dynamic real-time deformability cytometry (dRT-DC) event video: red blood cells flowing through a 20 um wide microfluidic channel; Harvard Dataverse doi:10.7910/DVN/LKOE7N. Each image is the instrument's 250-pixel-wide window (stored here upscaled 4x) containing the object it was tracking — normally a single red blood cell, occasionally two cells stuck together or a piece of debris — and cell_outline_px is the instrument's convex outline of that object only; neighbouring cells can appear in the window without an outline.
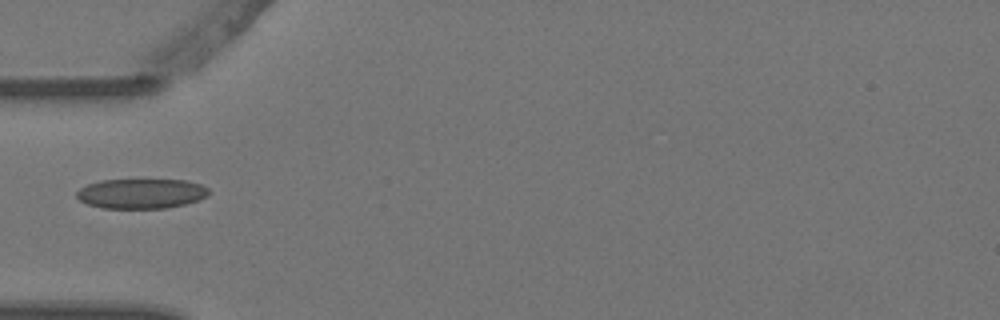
{"species": "Egyptian fruit bat (a non-hibernating species)", "species_latin": "Rousettus aegyptiacus", "temperature_condition": "warm", "stored_images_in_passage": 4, "camera_frame_rate_fps": 3000, "um_per_image_px": 0.085, "animal": {"sex": "female"}, "frame": {"image": 1, "passage_image": 3, "time_ms": 0.667, "image_size_px": [1000, 320], "cell_outline_px": [[208, 196], [184, 204], [164, 208], [104, 208], [88, 204], [80, 200], [76, 196], [76, 192], [80, 188], [88, 184], [100, 180], [184, 180], [200, 184], [208, 188]], "centroid_in_image_um": [11.98, 16.45], "position_along_channel_um": 73.0, "area_um2": 22.77}}
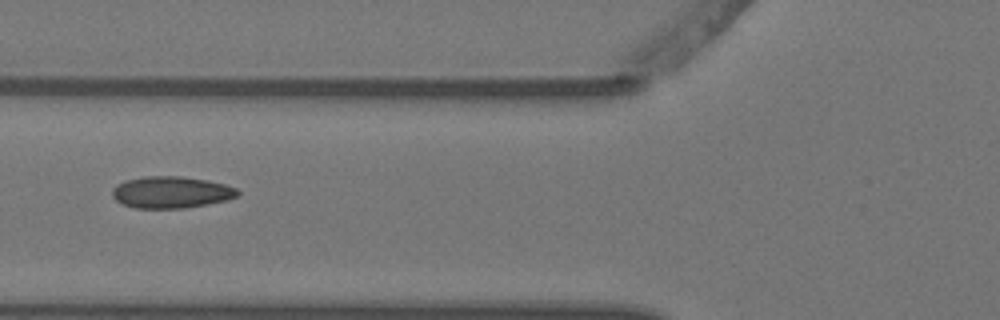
{"frame": {"image": 2, "passage_image": 4, "time_ms": 1.0, "image_size_px": [1000, 320], "cell_outline_px": [[240, 192], [236, 196], [228, 200], [184, 208], [136, 208], [124, 204], [116, 200], [112, 196], [112, 188], [116, 184], [128, 180], [144, 176], [180, 176], [208, 180], [224, 184], [236, 188]], "centroid_in_image_um": [14.55, 16.34], "position_along_channel_um": 111.3, "area_um2": 23.12}}